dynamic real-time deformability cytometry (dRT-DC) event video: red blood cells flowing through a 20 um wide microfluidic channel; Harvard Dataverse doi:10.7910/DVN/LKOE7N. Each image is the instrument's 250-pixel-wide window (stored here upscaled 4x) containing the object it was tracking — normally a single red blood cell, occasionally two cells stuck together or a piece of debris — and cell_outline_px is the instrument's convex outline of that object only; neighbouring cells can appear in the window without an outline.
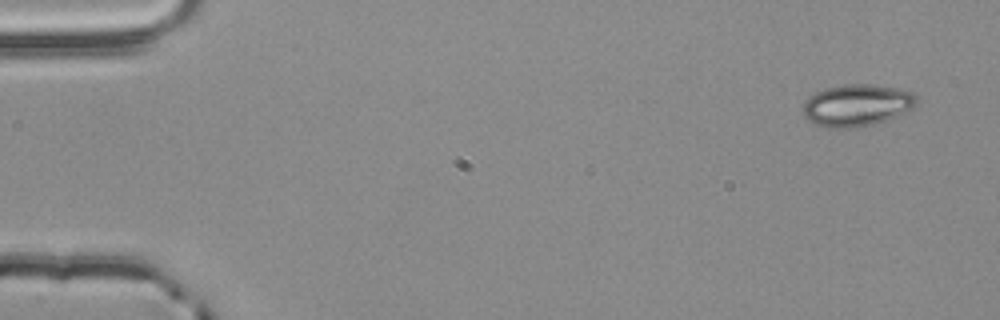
{"species": "common noctule bat (a hibernating species)", "species_latin": "Nyctalus noctula", "temperature_condition": "room temperature", "stored_images_in_passage": 4, "camera_frame_rate_fps": 3000, "um_per_image_px": 0.085, "animal": {"sex": "male", "body_mass_g": 20.4}, "frame": {"image": 1, "passage_image": 1, "time_ms": 0.0, "image_size_px": [1000, 320], "cell_outline_px": [[916, 104], [912, 108], [896, 116], [872, 124], [856, 128], [828, 128], [816, 124], [808, 120], [804, 116], [804, 100], [808, 96], [816, 92], [828, 88], [844, 84], [868, 84], [900, 88], [912, 92], [916, 96]], "centroid_in_image_um": [72.82, 8.94], "position_along_channel_um": 12.2, "area_um2": 27.69}}